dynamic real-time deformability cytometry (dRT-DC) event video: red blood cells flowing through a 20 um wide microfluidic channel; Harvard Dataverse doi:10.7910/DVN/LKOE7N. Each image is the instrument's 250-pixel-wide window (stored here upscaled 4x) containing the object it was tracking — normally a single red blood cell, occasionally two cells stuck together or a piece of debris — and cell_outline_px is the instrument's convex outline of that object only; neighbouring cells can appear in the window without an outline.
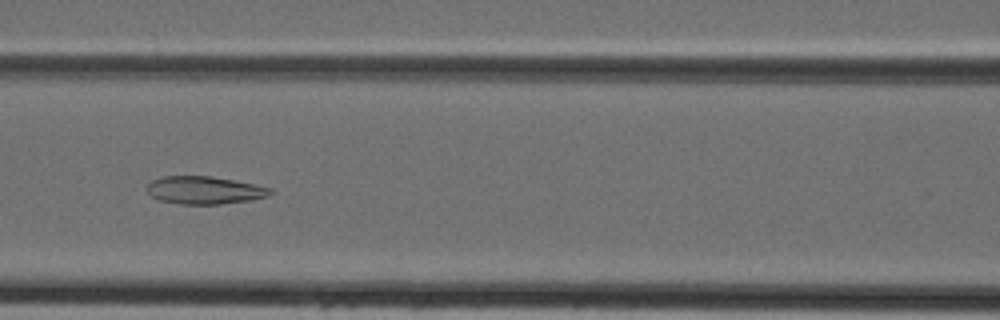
{"species": "Egyptian fruit bat (a non-hibernating species)", "species_latin": "Rousettus aegyptiacus", "temperature_condition": "cold", "stored_images_in_passage": 44, "camera_frame_rate_fps": 3000, "um_per_image_px": 0.085, "animal": {"sex": "female"}, "frame": {"image": 1, "passage_image": 19, "time_ms": 6.0, "image_size_px": [1000, 320], "cell_outline_px": [[276, 192], [268, 196], [252, 200], [220, 204], [180, 204], [160, 200], [152, 196], [144, 188], [152, 180], [164, 176], [212, 176], [256, 184], [272, 188]], "centroid_in_image_um": [17.42, 16.16], "position_along_channel_um": 149.2, "area_um2": 20.17}}
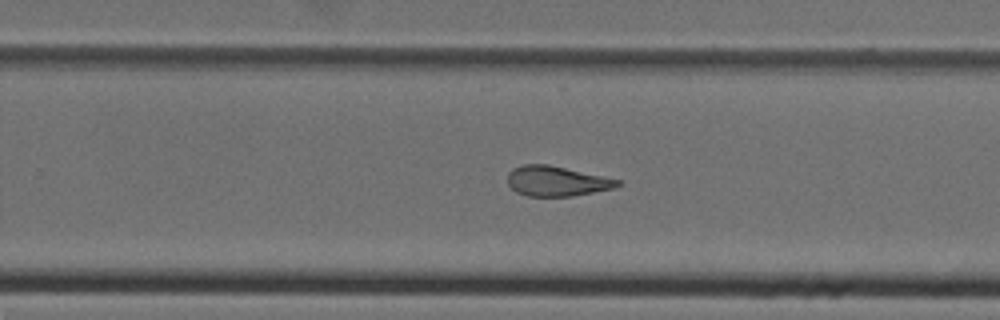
{"frame": {"image": 2, "passage_image": 28, "time_ms": 9.0, "image_size_px": [1000, 320], "cell_outline_px": [[620, 184], [612, 188], [572, 196], [528, 196], [516, 192], [508, 184], [508, 172], [512, 168], [524, 164], [548, 164], [620, 180]], "centroid_in_image_um": [47.25, 15.39], "position_along_channel_um": 282.5, "area_um2": 19.02}}
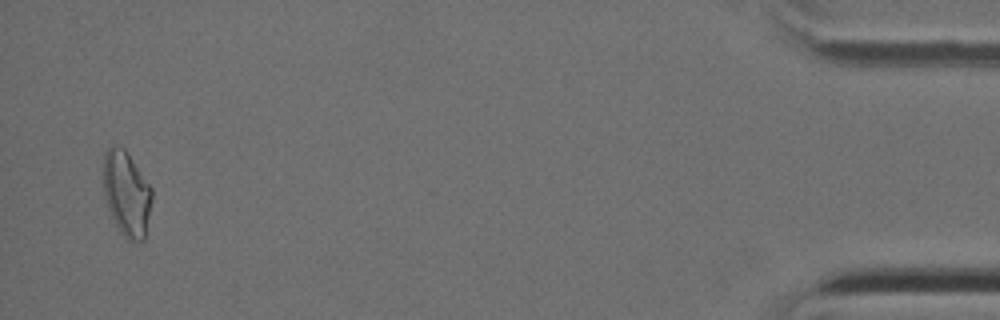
{"frame": {"image": 3, "passage_image": 43, "time_ms": 14.0, "image_size_px": [1000, 320], "cell_outline_px": [[152, 200], [144, 240], [128, 240], [120, 232], [108, 208], [104, 196], [104, 152], [112, 144], [116, 144], [124, 148], [152, 188]], "centroid_in_image_um": [10.76, 16.43], "position_along_channel_um": 424.4, "area_um2": 23.87}}